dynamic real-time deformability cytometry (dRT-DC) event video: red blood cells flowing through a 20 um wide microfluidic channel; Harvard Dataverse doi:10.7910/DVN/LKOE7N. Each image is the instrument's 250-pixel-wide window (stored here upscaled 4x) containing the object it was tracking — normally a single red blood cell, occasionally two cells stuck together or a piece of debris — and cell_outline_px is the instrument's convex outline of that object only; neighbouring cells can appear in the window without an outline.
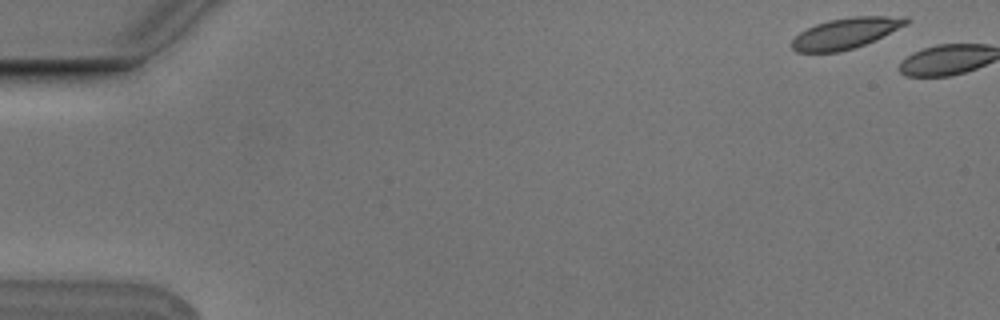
{"species": "Egyptian fruit bat (a non-hibernating species)", "species_latin": "Rousettus aegyptiacus", "temperature_condition": "cold", "stored_images_in_passage": 2, "camera_frame_rate_fps": 3000, "um_per_image_px": 0.085, "animal": {"sex": "male"}, "frame": {"image": 1, "passage_image": 1, "time_ms": 0.0, "image_size_px": [1000, 320], "cell_outline_px": [[912, 20], [908, 24], [876, 40], [840, 52], [796, 52], [792, 48], [792, 40], [800, 32], [816, 24], [828, 20], [852, 16], [908, 16]], "centroid_in_image_um": [71.95, 2.81], "position_along_channel_um": 13.1, "area_um2": 20.63}}